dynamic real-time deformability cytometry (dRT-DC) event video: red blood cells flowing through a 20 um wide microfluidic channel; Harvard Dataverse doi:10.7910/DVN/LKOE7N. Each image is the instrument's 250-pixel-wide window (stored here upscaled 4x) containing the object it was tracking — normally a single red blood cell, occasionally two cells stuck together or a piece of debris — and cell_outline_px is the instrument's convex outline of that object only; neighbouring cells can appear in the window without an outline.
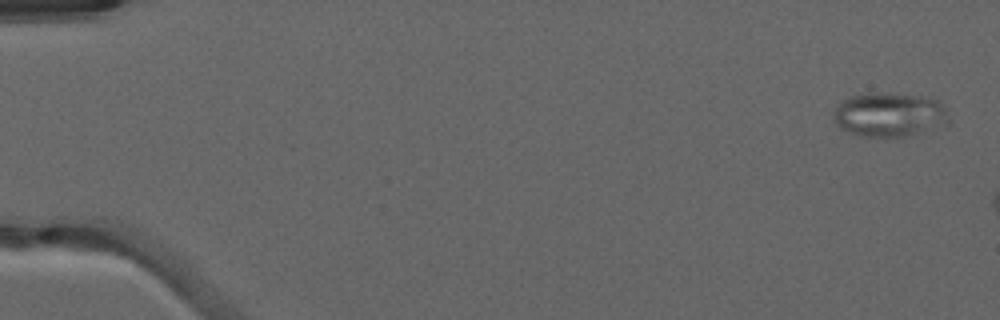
{"species": "common noctule bat (a hibernating species)", "species_latin": "Nyctalus noctula", "temperature_condition": "warm", "stored_images_in_passage": 10, "camera_frame_rate_fps": 3000, "um_per_image_px": 0.085, "animal": {"sex": "male", "forearm_length_mm": 52.5}, "frame": {"image": 1, "passage_image": 2, "time_ms": 0.333, "image_size_px": [1000, 320], "cell_outline_px": [[948, 124], [896, 140], [860, 136], [848, 132], [840, 128], [836, 124], [836, 104], [840, 100], [848, 96], [868, 92], [876, 92], [920, 96], [940, 100], [948, 108]], "centroid_in_image_um": [75.62, 9.77], "position_along_channel_um": 9.4, "area_um2": 30.69}}